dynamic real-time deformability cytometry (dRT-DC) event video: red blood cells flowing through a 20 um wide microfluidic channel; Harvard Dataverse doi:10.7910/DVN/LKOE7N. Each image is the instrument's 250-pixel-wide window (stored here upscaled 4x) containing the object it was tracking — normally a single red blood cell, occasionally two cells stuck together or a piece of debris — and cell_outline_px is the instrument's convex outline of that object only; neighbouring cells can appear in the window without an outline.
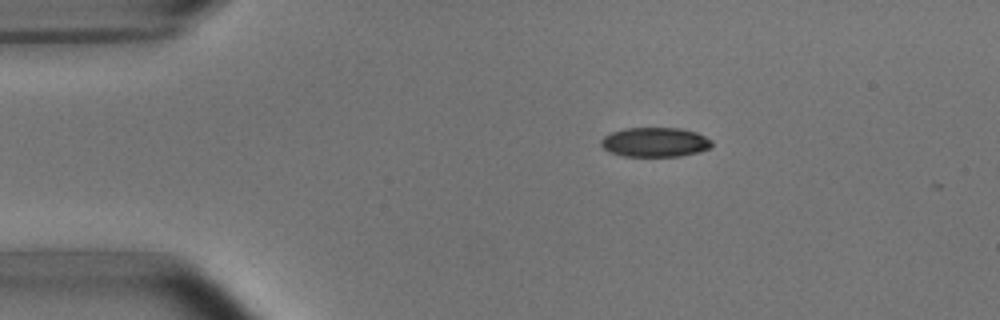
{"species": "common noctule bat (a hibernating species)", "species_latin": "Nyctalus noctula", "temperature_condition": "room temperature", "stored_images_in_passage": 5, "camera_frame_rate_fps": 3000, "um_per_image_px": 0.085, "animal": {"sex": "male", "body_mass_g": 15.6}, "frame": {"image": 1, "passage_image": 2, "time_ms": 1.333, "image_size_px": [1000, 320], "cell_outline_px": [[712, 144], [708, 148], [696, 152], [680, 156], [624, 156], [612, 152], [604, 148], [600, 144], [600, 140], [604, 136], [612, 132], [624, 128], [680, 128], [696, 132], [712, 140]], "centroid_in_image_um": [55.66, 12.07], "position_along_channel_um": 29.3, "area_um2": 18.84}}
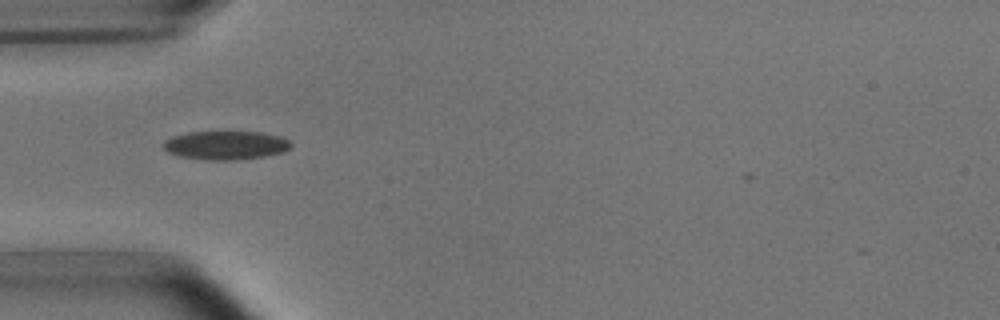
{"frame": {"image": 2, "passage_image": 4, "time_ms": 3.667, "image_size_px": [1000, 320], "cell_outline_px": [[292, 144], [284, 152], [264, 156], [236, 160], [208, 160], [180, 156], [168, 152], [160, 144], [164, 140], [172, 136], [188, 132], [260, 132], [280, 136], [288, 140]], "centroid_in_image_um": [19.15, 12.34], "position_along_channel_um": 65.8, "area_um2": 21.33}}